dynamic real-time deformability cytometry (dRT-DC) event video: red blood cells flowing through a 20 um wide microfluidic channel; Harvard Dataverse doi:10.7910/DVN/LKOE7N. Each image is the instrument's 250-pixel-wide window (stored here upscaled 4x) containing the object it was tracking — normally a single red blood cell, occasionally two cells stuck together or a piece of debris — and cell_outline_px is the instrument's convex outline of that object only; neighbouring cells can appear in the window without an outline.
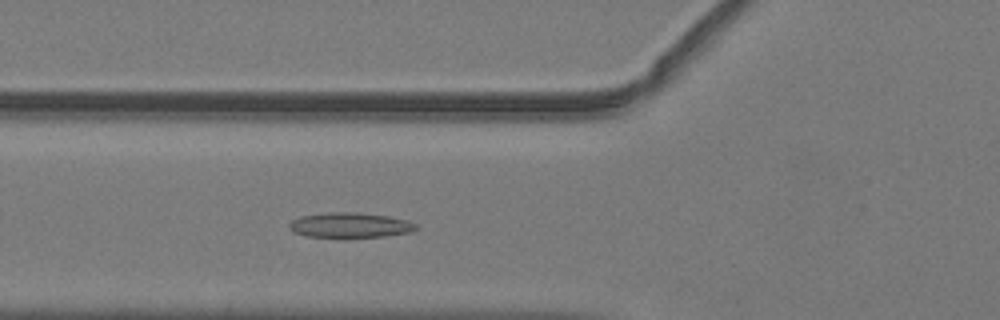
{"species": "common noctule bat (a hibernating species)", "species_latin": "Nyctalus noctula", "temperature_condition": "warm", "stored_images_in_passage": 43, "camera_frame_rate_fps": 3000, "um_per_image_px": 0.085, "animal": {"sex": "male", "body_mass_g": 19.2, "forearm_length_mm": 51.8}, "frame": {"image": 1, "passage_image": 11, "time_ms": 3.333, "image_size_px": [1000, 320], "cell_outline_px": [[416, 228], [408, 232], [384, 236], [304, 236], [292, 232], [288, 224], [292, 220], [300, 216], [328, 212], [356, 212], [388, 216], [408, 220], [416, 224]], "centroid_in_image_um": [29.7, 19.11], "position_along_channel_um": 96.1, "area_um2": 18.15}}
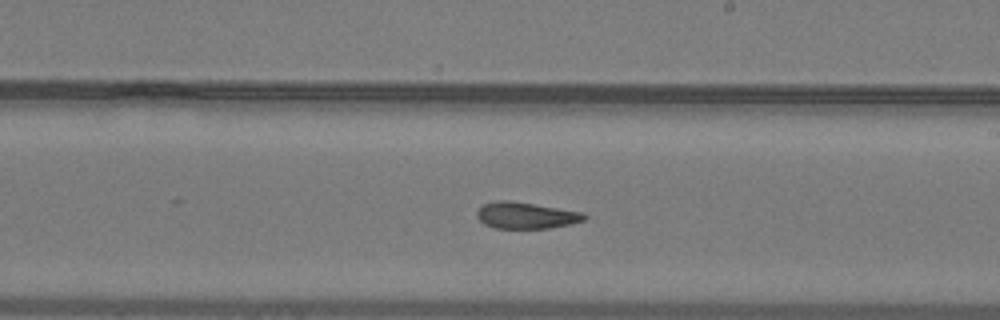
{"frame": {"image": 2, "passage_image": 22, "time_ms": 7.0, "image_size_px": [1000, 320], "cell_outline_px": [[588, 216], [584, 220], [572, 224], [548, 228], [496, 228], [484, 224], [476, 216], [476, 212], [484, 204], [496, 200], [508, 200], [584, 212]], "centroid_in_image_um": [44.72, 18.31], "position_along_channel_um": 244.3, "area_um2": 16.53}}
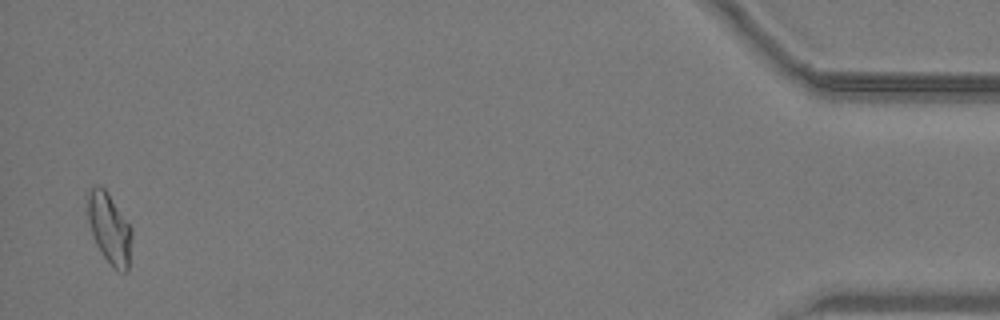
{"frame": {"image": 3, "passage_image": 42, "time_ms": 13.667, "image_size_px": [1000, 320], "cell_outline_px": [[132, 236], [128, 272], [120, 272], [112, 268], [96, 244], [88, 220], [88, 192], [92, 188], [100, 184], [108, 192], [132, 228]], "centroid_in_image_um": [9.33, 19.44], "position_along_channel_um": 425.9, "area_um2": 18.15}, "authors_computed_cell_mechanics": {"area_um2": 17.4556, "velocity_mm_per_s": 4.0268, "shape_relaxation_time_tau1_ms": null, "shape_relaxation_time_tau2_ms": 3.2278, "deformation_change_tau1": null, "deformation_change_tau2": 0.0973}}